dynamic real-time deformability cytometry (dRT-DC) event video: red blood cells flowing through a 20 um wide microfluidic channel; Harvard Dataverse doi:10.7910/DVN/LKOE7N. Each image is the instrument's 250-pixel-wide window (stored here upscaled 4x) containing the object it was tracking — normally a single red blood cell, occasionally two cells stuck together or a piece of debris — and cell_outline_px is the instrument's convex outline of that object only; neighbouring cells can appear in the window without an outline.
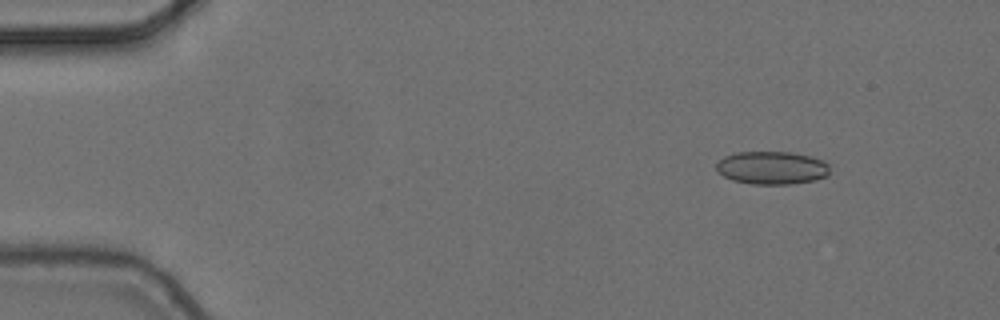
{"species": "common noctule bat (a hibernating species)", "species_latin": "Nyctalus noctula", "temperature_condition": "cold", "stored_images_in_passage": 4, "camera_frame_rate_fps": 3000, "um_per_image_px": 0.085, "animal": {"sex": "female", "body_mass_g": 24.6, "forearm_length_mm": 56.2}, "frame": {"image": 1, "passage_image": 1, "time_ms": 0.0, "image_size_px": [1000, 320], "cell_outline_px": [[828, 176], [816, 180], [792, 184], [752, 184], [732, 180], [724, 176], [716, 168], [716, 164], [724, 156], [736, 152], [792, 152], [812, 156], [824, 160], [828, 164]], "centroid_in_image_um": [65.64, 14.26], "position_along_channel_um": 19.4, "area_um2": 21.96}}
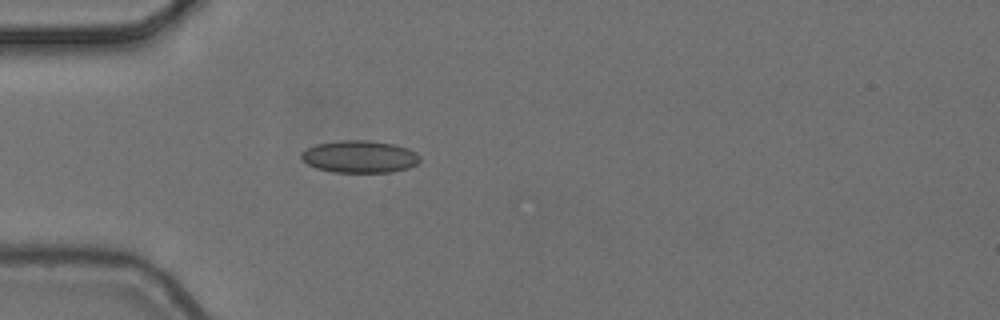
{"frame": {"image": 2, "passage_image": 4, "time_ms": 1.0, "image_size_px": [1000, 320], "cell_outline_px": [[420, 160], [416, 164], [408, 168], [392, 172], [332, 172], [316, 168], [308, 164], [300, 156], [300, 152], [316, 144], [340, 140], [368, 140], [392, 144], [408, 148], [416, 152], [420, 156]], "centroid_in_image_um": [30.57, 13.31], "position_along_channel_um": 54.4, "area_um2": 22.31}}